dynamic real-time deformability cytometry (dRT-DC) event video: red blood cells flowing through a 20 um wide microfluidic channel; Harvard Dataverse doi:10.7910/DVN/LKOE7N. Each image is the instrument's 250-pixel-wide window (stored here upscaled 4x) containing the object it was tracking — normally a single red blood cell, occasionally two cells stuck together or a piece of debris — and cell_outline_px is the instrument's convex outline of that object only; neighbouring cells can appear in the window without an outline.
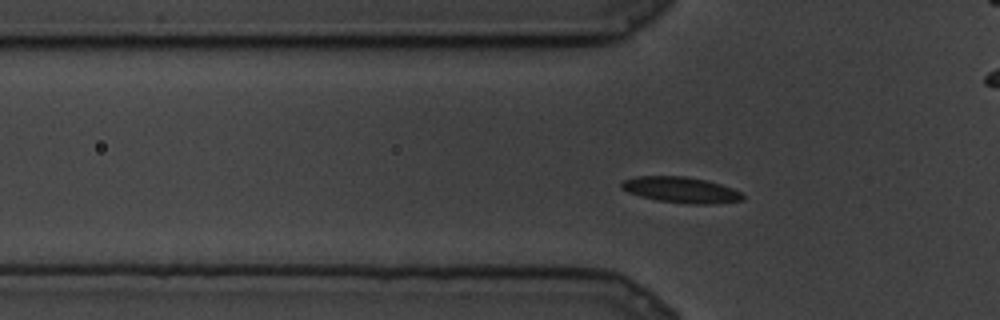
{"species": "common noctule bat (a hibernating species)", "species_latin": "Nyctalus noctula", "temperature_condition": "cold", "stored_images_in_passage": 58, "camera_frame_rate_fps": 3000, "um_per_image_px": 0.085, "animal": {"sex": "male", "body_mass_g": 19.5, "forearm_length_mm": 54.6}, "frame": {"image": 1, "passage_image": 18, "time_ms": 5.667, "image_size_px": [1000, 320], "cell_outline_px": [[744, 200], [708, 204], [688, 204], [656, 200], [640, 196], [628, 192], [620, 188], [620, 184], [624, 180], [636, 176], [684, 176], [704, 180], [720, 184], [732, 188], [740, 192], [744, 196]], "centroid_in_image_um": [57.85, 16.14], "position_along_channel_um": 67.9, "area_um2": 18.21}}
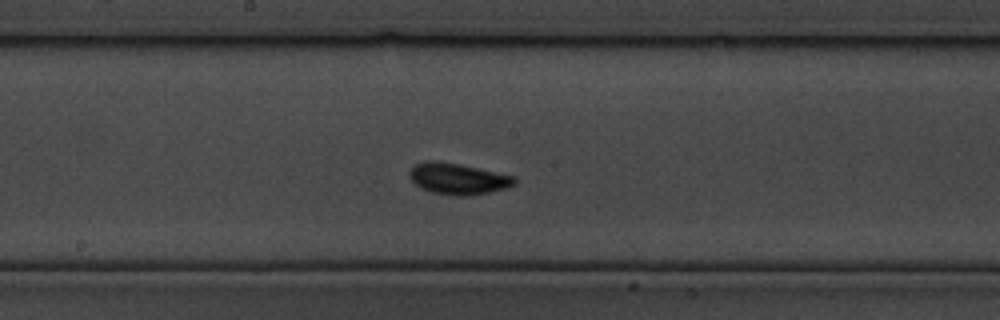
{"frame": {"image": 2, "passage_image": 37, "time_ms": 12.0, "image_size_px": [1000, 320], "cell_outline_px": [[516, 184], [508, 188], [468, 196], [460, 196], [432, 192], [420, 188], [412, 180], [408, 172], [416, 164], [428, 160], [432, 160], [456, 164], [516, 176]], "centroid_in_image_um": [38.95, 15.2], "position_along_channel_um": 209.3, "area_um2": 18.84}}
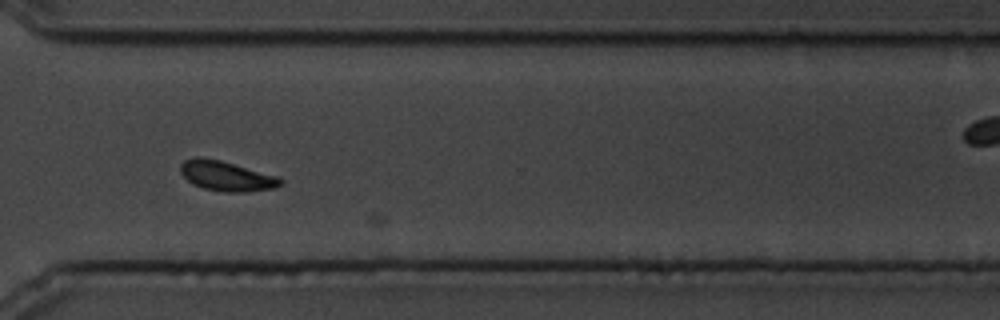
{"frame": {"image": 3, "passage_image": 56, "time_ms": 18.333, "image_size_px": [1000, 320], "cell_outline_px": [[284, 184], [276, 188], [248, 192], [224, 192], [204, 188], [192, 184], [180, 172], [180, 164], [184, 160], [196, 156], [200, 156], [220, 160], [280, 176], [284, 180]], "centroid_in_image_um": [19.3, 14.96], "position_along_channel_um": 351.3, "area_um2": 17.8}}